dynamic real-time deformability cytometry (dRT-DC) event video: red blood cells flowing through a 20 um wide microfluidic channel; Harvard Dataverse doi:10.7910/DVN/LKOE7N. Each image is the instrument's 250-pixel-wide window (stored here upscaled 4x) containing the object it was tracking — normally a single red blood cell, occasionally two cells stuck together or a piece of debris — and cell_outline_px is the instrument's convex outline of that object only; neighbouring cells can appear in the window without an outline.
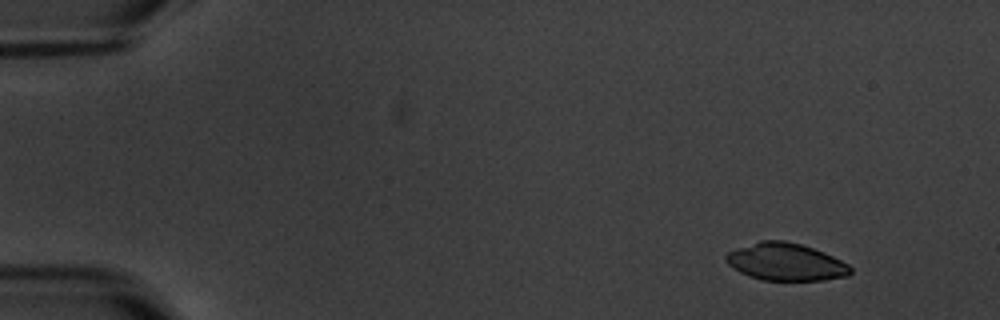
{"species": "common noctule bat (a hibernating species)", "species_latin": "Nyctalus noctula", "temperature_condition": "warm", "stored_images_in_passage": 6, "camera_frame_rate_fps": 3000, "um_per_image_px": 0.085, "animal": {"sex": "male", "body_mass_g": 20.1, "forearm_length_mm": 53.5}, "frame": {"image": 1, "passage_image": 1, "time_ms": 0.0, "image_size_px": [1000, 320], "cell_outline_px": [[852, 272], [848, 276], [824, 280], [764, 280], [748, 276], [732, 268], [724, 260], [724, 256], [728, 252], [736, 248], [760, 240], [784, 240], [800, 244], [824, 252], [848, 264], [852, 268]], "centroid_in_image_um": [66.76, 22.26], "position_along_channel_um": 18.2, "area_um2": 27.22}}